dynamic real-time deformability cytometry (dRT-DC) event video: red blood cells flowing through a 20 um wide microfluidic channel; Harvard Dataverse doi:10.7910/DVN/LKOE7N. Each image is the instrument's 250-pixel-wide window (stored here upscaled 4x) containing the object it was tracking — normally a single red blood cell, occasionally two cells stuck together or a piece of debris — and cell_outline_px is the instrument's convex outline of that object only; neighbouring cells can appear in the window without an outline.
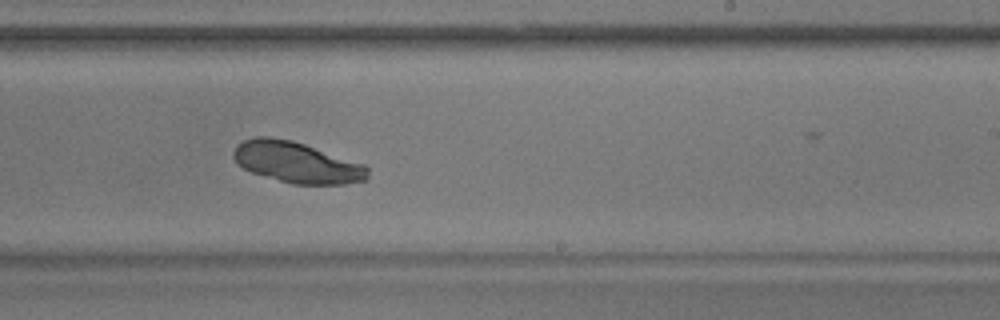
{"species": "common noctule bat (a hibernating species)", "species_latin": "Nyctalus noctula", "temperature_condition": "warm", "stored_images_in_passage": 47, "camera_frame_rate_fps": 3000, "um_per_image_px": 0.085, "animal": {"sex": "male", "body_mass_g": 17.9}, "frame": {"image": 1, "passage_image": 33, "time_ms": 10.667, "image_size_px": [1000, 320], "cell_outline_px": [[368, 180], [344, 184], [292, 184], [252, 172], [236, 164], [232, 156], [232, 152], [236, 144], [244, 140], [256, 136], [268, 136], [292, 140], [364, 164], [368, 168]], "centroid_in_image_um": [25.19, 13.79], "position_along_channel_um": 263.8, "area_um2": 32.14}}